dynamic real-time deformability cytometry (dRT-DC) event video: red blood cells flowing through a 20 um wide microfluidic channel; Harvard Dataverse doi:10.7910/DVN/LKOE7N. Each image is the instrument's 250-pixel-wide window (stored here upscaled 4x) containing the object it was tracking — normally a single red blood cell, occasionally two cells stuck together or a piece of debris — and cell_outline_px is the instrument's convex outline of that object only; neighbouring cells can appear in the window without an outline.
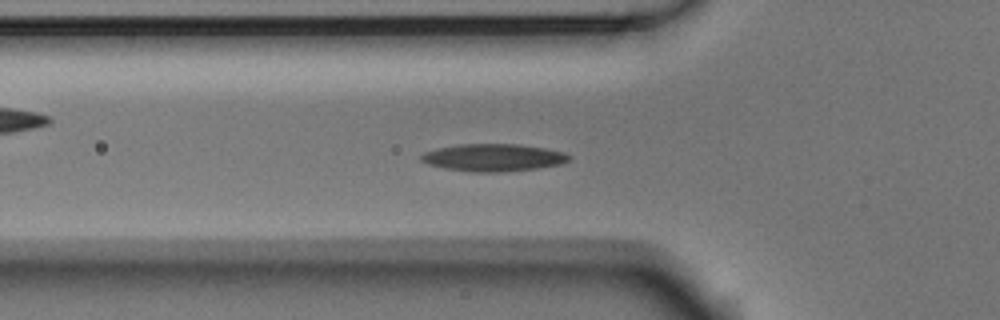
{"species": "Egyptian fruit bat (a non-hibernating species)", "species_latin": "Rousettus aegyptiacus", "temperature_condition": "room temperature", "stored_images_in_passage": 55, "camera_frame_rate_fps": 3000, "um_per_image_px": 0.085, "animal": {"sex": "male"}, "frame": {"image": 1, "passage_image": 18, "time_ms": 5.667, "image_size_px": [1000, 320], "cell_outline_px": [[572, 156], [568, 160], [560, 164], [536, 168], [500, 172], [472, 172], [444, 168], [428, 164], [420, 160], [420, 156], [424, 152], [440, 148], [460, 144], [516, 144], [544, 148], [564, 152]], "centroid_in_image_um": [41.92, 13.39], "position_along_channel_um": 83.9, "area_um2": 23.41}}
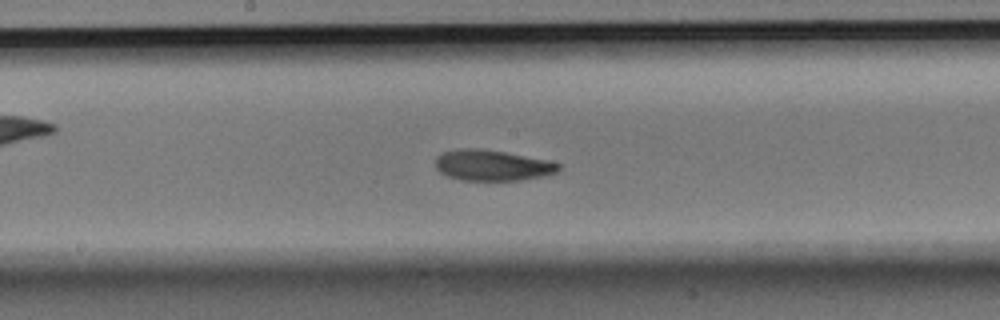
{"frame": {"image": 2, "passage_image": 28, "time_ms": 9.0, "image_size_px": [1000, 320], "cell_outline_px": [[560, 168], [556, 172], [544, 176], [520, 180], [460, 180], [448, 176], [440, 172], [436, 168], [436, 156], [444, 152], [460, 148], [476, 148], [504, 152], [548, 160], [560, 164]], "centroid_in_image_um": [41.83, 14.05], "position_along_channel_um": 206.4, "area_um2": 21.96}}
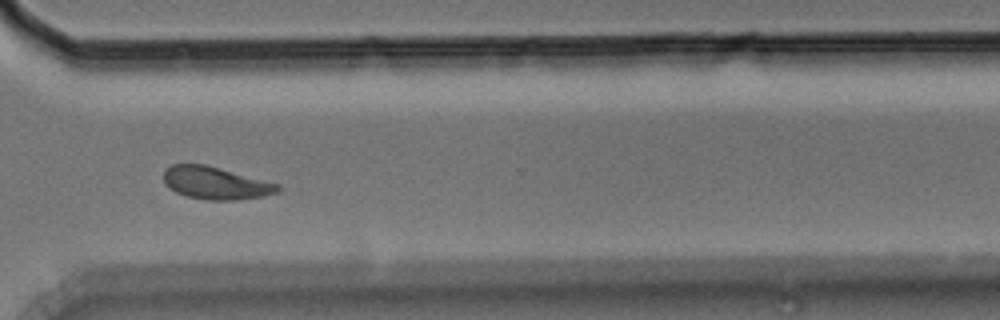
{"frame": {"image": 3, "passage_image": 40, "time_ms": 13.0, "image_size_px": [1000, 320], "cell_outline_px": [[280, 192], [264, 196], [236, 200], [204, 200], [188, 196], [176, 192], [168, 188], [164, 184], [164, 172], [172, 164], [204, 164], [220, 168], [280, 184]], "centroid_in_image_um": [18.34, 15.57], "position_along_channel_um": 352.3, "area_um2": 21.68}, "authors_computed_cell_mechanics": {"area_um2": 21.9062, "velocity_mm_per_s": 3.6522, "shape_relaxation_time_tau1_ms": 5.9414, "shape_relaxation_time_tau2_ms": 4.1027, "deformation_change_tau1": 0.1563, "deformation_change_tau2": 0.098}}